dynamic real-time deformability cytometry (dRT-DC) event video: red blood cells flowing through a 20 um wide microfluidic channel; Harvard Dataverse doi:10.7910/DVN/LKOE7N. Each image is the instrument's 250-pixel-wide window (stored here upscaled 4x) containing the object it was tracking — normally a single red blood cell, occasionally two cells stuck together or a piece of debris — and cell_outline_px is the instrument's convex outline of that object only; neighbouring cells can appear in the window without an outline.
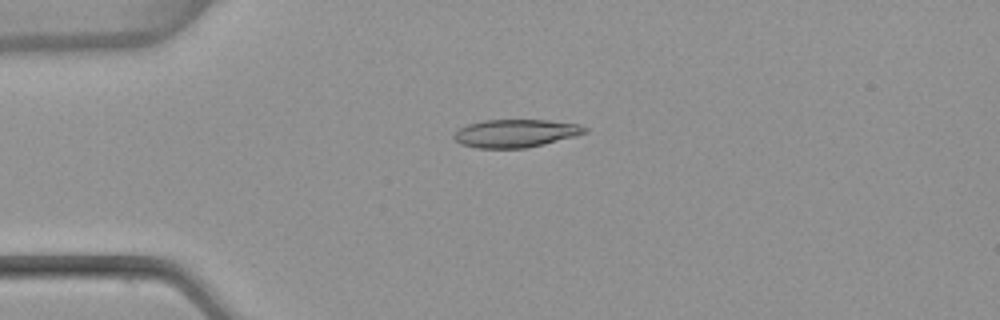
{"species": "common noctule bat (a hibernating species)", "species_latin": "Nyctalus noctula", "temperature_condition": "warm", "stored_images_in_passage": 5, "camera_frame_rate_fps": 3000, "um_per_image_px": 0.085, "animal": {"sex": "female", "body_mass_g": 22.7, "forearm_length_mm": 54.2}, "frame": {"image": 1, "passage_image": 2, "time_ms": 0.333, "image_size_px": [1000, 320], "cell_outline_px": [[588, 132], [544, 144], [528, 148], [476, 148], [460, 144], [452, 136], [456, 128], [468, 124], [484, 120], [548, 120], [580, 124], [588, 128]], "centroid_in_image_um": [43.79, 11.33], "position_along_channel_um": 41.2, "area_um2": 21.5}}
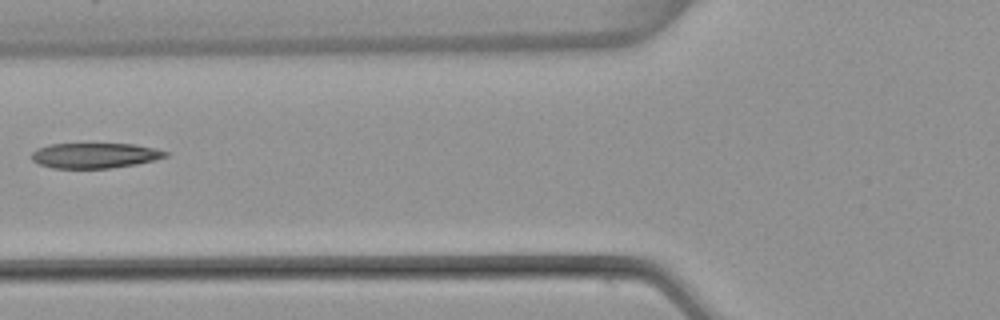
{"frame": {"image": 2, "passage_image": 4, "time_ms": 1.0, "image_size_px": [1000, 320], "cell_outline_px": [[168, 156], [156, 160], [136, 164], [112, 168], [52, 168], [40, 164], [32, 160], [32, 152], [36, 148], [48, 144], [136, 144], [168, 152]], "centroid_in_image_um": [8.05, 13.22], "position_along_channel_um": 117.7, "area_um2": 19.71}}
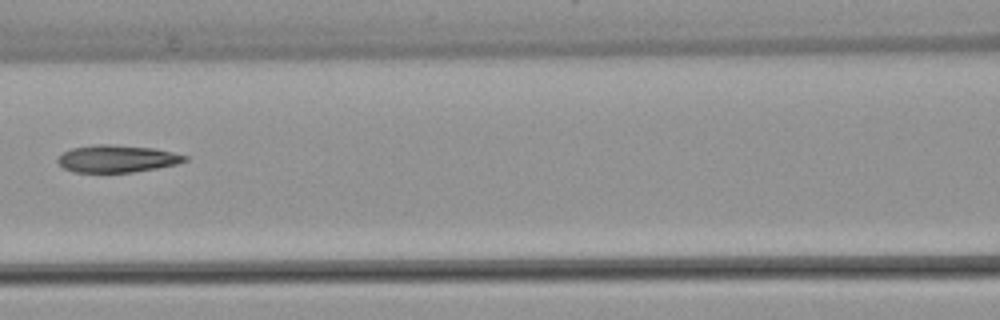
{"frame": {"image": 3, "passage_image": 5, "time_ms": 1.333, "image_size_px": [1000, 320], "cell_outline_px": [[188, 160], [176, 164], [156, 168], [132, 172], [72, 172], [64, 168], [56, 160], [64, 152], [72, 148], [96, 144], [112, 144], [152, 148], [172, 152], [188, 156]], "centroid_in_image_um": [9.94, 13.49], "position_along_channel_um": 156.7, "area_um2": 20.06}}